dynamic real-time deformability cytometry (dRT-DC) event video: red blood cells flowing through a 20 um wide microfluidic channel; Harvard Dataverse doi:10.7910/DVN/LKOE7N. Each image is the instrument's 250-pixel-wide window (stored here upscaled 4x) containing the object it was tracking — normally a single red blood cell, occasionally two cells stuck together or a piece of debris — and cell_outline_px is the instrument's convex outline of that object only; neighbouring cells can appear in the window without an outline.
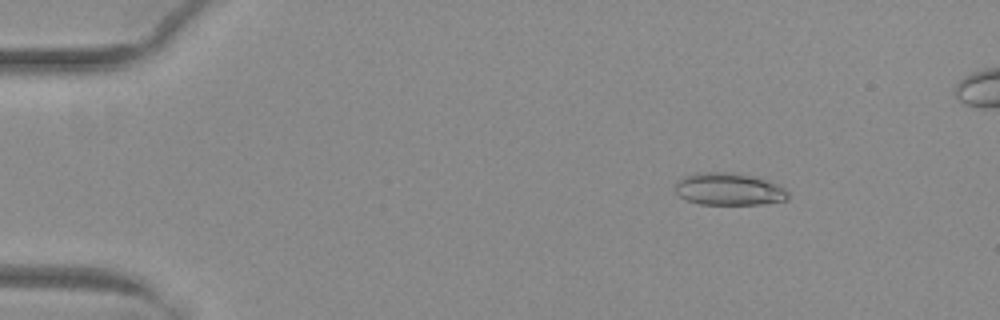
{"species": "common noctule bat (a hibernating species)", "species_latin": "Nyctalus noctula", "temperature_condition": "warm", "stored_images_in_passage": 46, "camera_frame_rate_fps": 3000, "um_per_image_px": 0.085, "animal": {"sex": "female", "body_mass_g": 29.2, "forearm_length_mm": 56.3}, "frame": {"image": 1, "passage_image": 2, "time_ms": 0.333, "image_size_px": [1000, 320], "cell_outline_px": [[788, 200], [760, 204], [700, 204], [688, 200], [680, 196], [676, 192], [676, 180], [684, 176], [696, 172], [728, 172], [752, 176], [768, 180], [780, 184], [788, 192]], "centroid_in_image_um": [61.97, 16.07], "position_along_channel_um": 23.0, "area_um2": 21.33}}
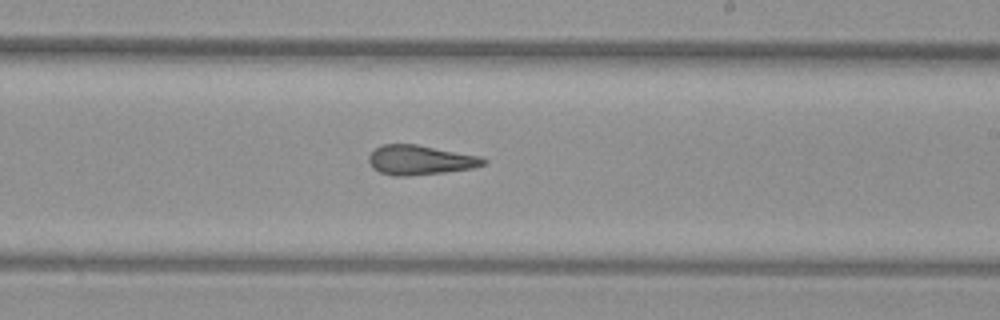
{"frame": {"image": 2, "passage_image": 26, "time_ms": 8.333, "image_size_px": [1000, 320], "cell_outline_px": [[488, 160], [484, 164], [472, 168], [444, 172], [408, 176], [392, 176], [380, 172], [372, 168], [368, 160], [368, 156], [380, 144], [416, 144], [480, 156]], "centroid_in_image_um": [35.68, 13.6], "position_along_channel_um": 253.3, "area_um2": 19.77}}
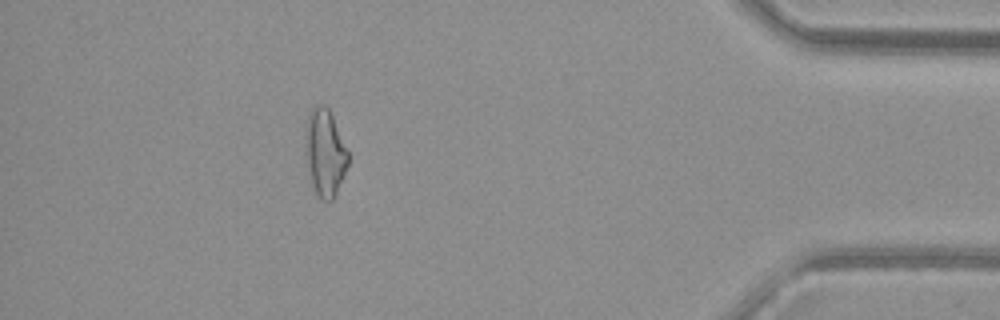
{"frame": {"image": 3, "passage_image": 41, "time_ms": 13.333, "image_size_px": [1000, 320], "cell_outline_px": [[348, 164], [336, 196], [328, 204], [320, 200], [312, 184], [304, 160], [304, 132], [308, 112], [316, 104], [324, 104], [328, 108], [332, 116], [348, 152]], "centroid_in_image_um": [27.57, 13.0], "position_along_channel_um": 407.6, "area_um2": 22.31}}